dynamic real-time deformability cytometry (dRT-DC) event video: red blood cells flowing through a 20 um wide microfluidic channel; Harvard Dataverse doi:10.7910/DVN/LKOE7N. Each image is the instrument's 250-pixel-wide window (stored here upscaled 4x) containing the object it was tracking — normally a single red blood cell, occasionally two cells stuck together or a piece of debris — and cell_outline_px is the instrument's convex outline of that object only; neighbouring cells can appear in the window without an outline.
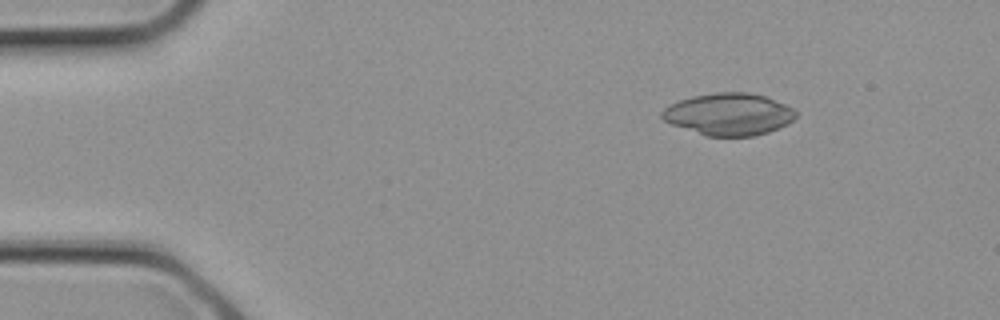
{"species": "common noctule bat (a hibernating species)", "species_latin": "Nyctalus noctula", "temperature_condition": "cold", "stored_images_in_passage": 3, "camera_frame_rate_fps": 3000, "um_per_image_px": 0.085, "animal": {"sex": "female", "body_mass_g": 21.9}, "frame": {"image": 1, "passage_image": 2, "time_ms": 0.333, "image_size_px": [1000, 320], "cell_outline_px": [[796, 116], [788, 124], [780, 128], [756, 136], [704, 136], [672, 124], [664, 120], [660, 116], [660, 112], [664, 108], [680, 100], [692, 96], [716, 92], [748, 92], [764, 96], [784, 104], [792, 108], [796, 112]], "centroid_in_image_um": [61.94, 9.72], "position_along_channel_um": 23.1, "area_um2": 32.83}}